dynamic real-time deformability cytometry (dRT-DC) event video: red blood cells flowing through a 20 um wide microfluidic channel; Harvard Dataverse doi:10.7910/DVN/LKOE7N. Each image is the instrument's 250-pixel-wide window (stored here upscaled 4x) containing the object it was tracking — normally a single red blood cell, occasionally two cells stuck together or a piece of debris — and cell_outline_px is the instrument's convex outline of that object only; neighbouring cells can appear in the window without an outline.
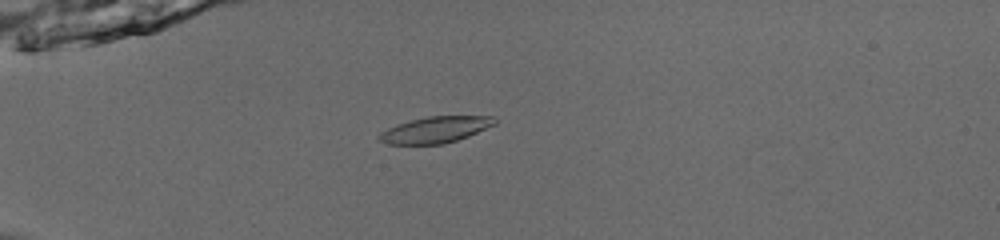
{"species": "common noctule bat (a hibernating species)", "species_latin": "Nyctalus noctula", "temperature_condition": "room temperature", "stored_images_in_passage": 41, "camera_frame_rate_fps": 3000, "um_per_image_px": 0.085, "animal": {"sex": "male", "body_mass_g": 13.0, "forearm_length_mm": 53.1}, "frame": {"image": 1, "passage_image": 4, "time_ms": 1.0, "image_size_px": [1000, 240], "cell_outline_px": [[496, 124], [468, 136], [444, 144], [388, 144], [376, 140], [376, 136], [380, 132], [396, 124], [428, 116], [496, 116]], "centroid_in_image_um": [36.98, 11.03], "position_along_channel_um": 48.0, "area_um2": 17.74}}
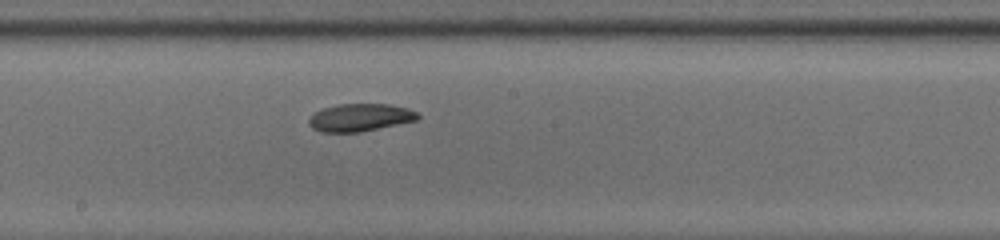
{"frame": {"image": 2, "passage_image": 19, "time_ms": 6.0, "image_size_px": [1000, 240], "cell_outline_px": [[420, 116], [416, 120], [360, 132], [320, 132], [312, 128], [308, 124], [308, 120], [316, 112], [324, 108], [340, 104], [388, 104], [408, 108], [416, 112]], "centroid_in_image_um": [30.59, 9.99], "position_along_channel_um": 217.6, "area_um2": 17.34}}
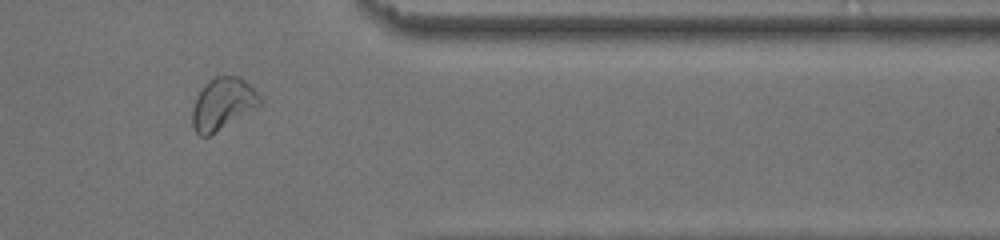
{"frame": {"image": 3, "passage_image": 33, "time_ms": 10.667, "image_size_px": [1000, 240], "cell_outline_px": [[264, 100], [256, 108], [208, 136], [200, 136], [192, 128], [192, 108], [196, 96], [204, 84], [208, 80], [216, 76], [240, 76]], "centroid_in_image_um": [18.91, 8.81], "position_along_channel_um": 392.5, "area_um2": 20.35}, "authors_computed_cell_mechanics": {"area_um2": 18.3804, "velocity_mm_per_s": 3.9147, "shape_relaxation_time_tau1_ms": 5.6044, "shape_relaxation_time_tau2_ms": null, "deformation_change_tau1": 0.1173, "deformation_change_tau2": null}}